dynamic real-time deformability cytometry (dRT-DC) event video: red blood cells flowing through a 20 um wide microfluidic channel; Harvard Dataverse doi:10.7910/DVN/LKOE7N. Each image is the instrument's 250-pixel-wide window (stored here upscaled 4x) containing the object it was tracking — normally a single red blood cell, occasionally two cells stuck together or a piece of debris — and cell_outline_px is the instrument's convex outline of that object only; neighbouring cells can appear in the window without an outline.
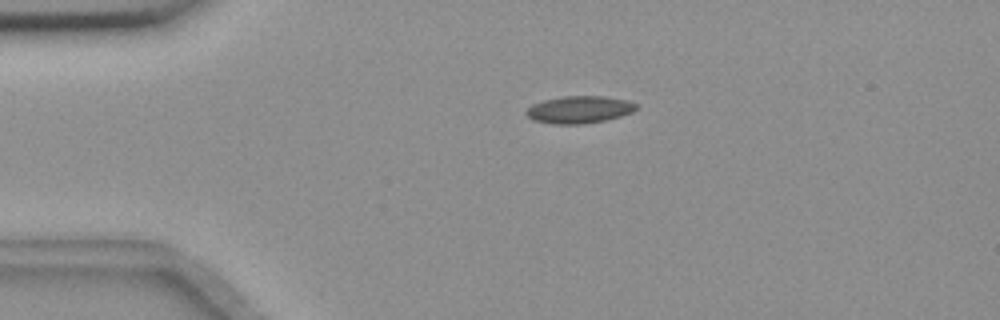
{"species": "common noctule bat (a hibernating species)", "species_latin": "Nyctalus noctula", "temperature_condition": "room temperature", "stored_images_in_passage": 49, "camera_frame_rate_fps": 3000, "um_per_image_px": 0.085, "animal": {"sex": "female", "body_mass_g": 18.4}, "frame": {"image": 1, "passage_image": 5, "time_ms": 1.333, "image_size_px": [1000, 320], "cell_outline_px": [[636, 108], [632, 112], [620, 116], [604, 120], [580, 124], [552, 124], [532, 120], [524, 112], [532, 104], [544, 100], [564, 96], [604, 96], [628, 100], [636, 104]], "centroid_in_image_um": [49.21, 9.31], "position_along_channel_um": 35.8, "area_um2": 17.4}}
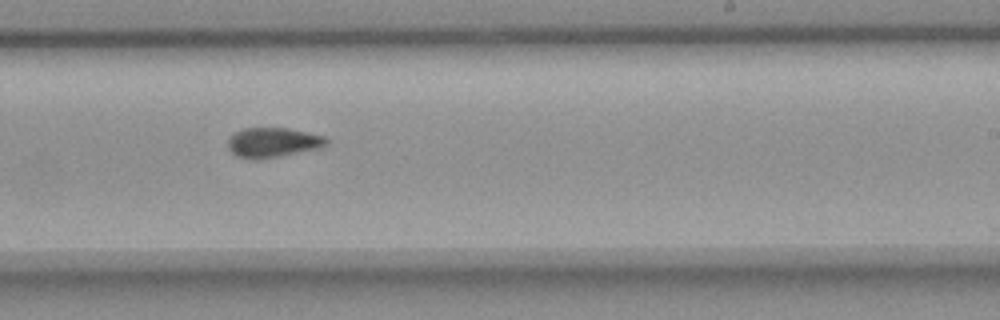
{"frame": {"image": 2, "passage_image": 27, "time_ms": 8.667, "image_size_px": [1000, 320], "cell_outline_px": [[328, 144], [320, 148], [260, 160], [252, 160], [236, 156], [228, 148], [228, 140], [232, 132], [244, 128], [288, 128], [308, 132], [324, 136], [328, 140]], "centroid_in_image_um": [23.17, 12.11], "position_along_channel_um": 265.8, "area_um2": 17.34}}
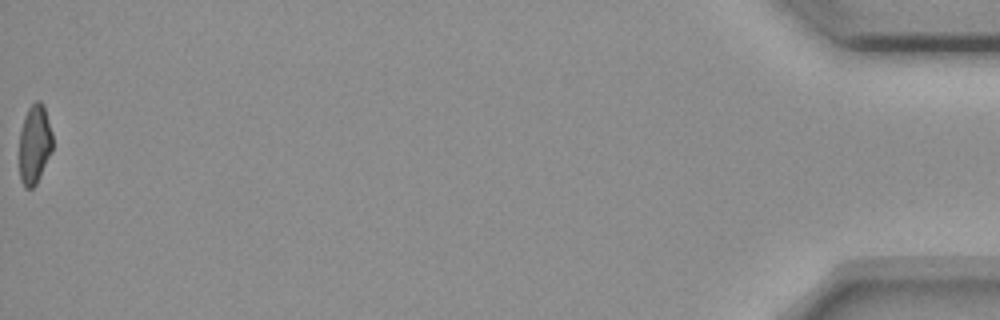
{"frame": {"image": 3, "passage_image": 49, "time_ms": 16.0, "image_size_px": [1000, 320], "cell_outline_px": [[52, 152], [36, 184], [32, 188], [24, 188], [20, 180], [20, 128], [24, 116], [28, 108], [36, 100], [40, 100], [44, 104], [52, 132]], "centroid_in_image_um": [2.94, 12.24], "position_along_channel_um": 432.3, "area_um2": 15.55}, "authors_computed_cell_mechanics": {"area_um2": 16.8198, "velocity_mm_per_s": 3.6415, "shape_relaxation_time_tau1_ms": null, "shape_relaxation_time_tau2_ms": 2.8892, "deformation_change_tau1": null, "deformation_change_tau2": 0.079}}